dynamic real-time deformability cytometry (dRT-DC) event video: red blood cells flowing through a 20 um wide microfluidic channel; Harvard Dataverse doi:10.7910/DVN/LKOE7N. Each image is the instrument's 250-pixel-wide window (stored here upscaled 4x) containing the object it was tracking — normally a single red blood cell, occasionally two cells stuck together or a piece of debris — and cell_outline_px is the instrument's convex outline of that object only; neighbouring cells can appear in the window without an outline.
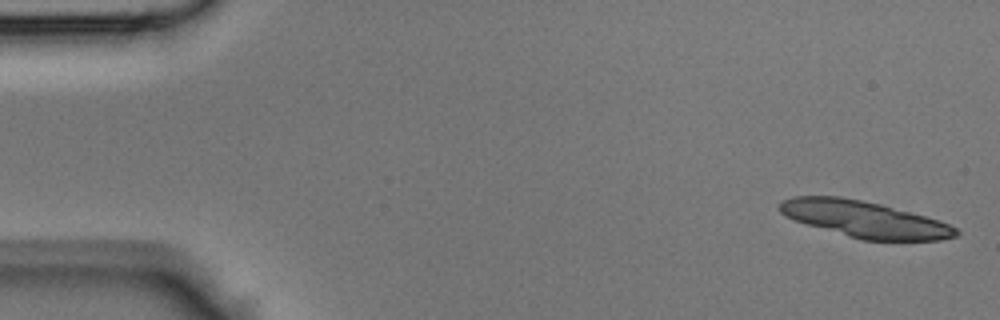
{"species": "Egyptian fruit bat (a non-hibernating species)", "species_latin": "Rousettus aegyptiacus", "temperature_condition": "room temperature", "stored_images_in_passage": 21, "camera_frame_rate_fps": 3000, "um_per_image_px": 0.085, "animal": {"sex": "male"}, "frame": {"image": 1, "passage_image": 1, "time_ms": 0.0, "image_size_px": [1000, 320], "cell_outline_px": [[960, 232], [956, 236], [940, 240], [860, 240], [808, 224], [796, 220], [780, 212], [776, 208], [780, 200], [792, 196], [840, 196], [880, 204], [940, 220], [956, 228]], "centroid_in_image_um": [73.46, 18.62], "position_along_channel_um": 11.5, "area_um2": 37.17}}
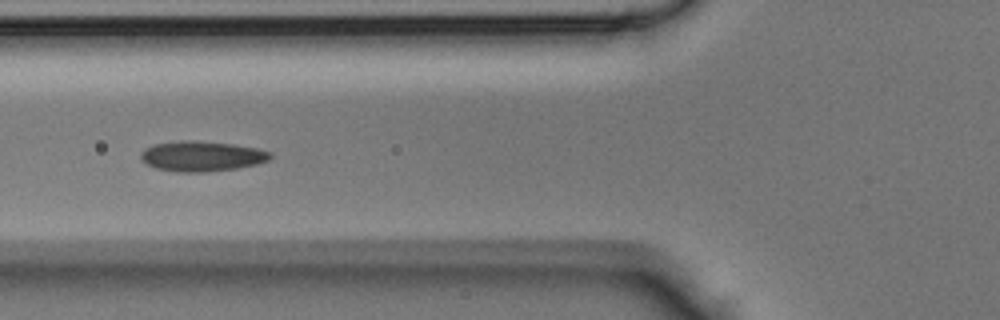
{"frame": {"image": 2, "passage_image": 16, "time_ms": 5.0, "image_size_px": [1000, 320], "cell_outline_px": [[272, 156], [268, 160], [256, 164], [236, 168], [204, 172], [176, 172], [156, 168], [148, 164], [140, 156], [140, 152], [144, 148], [152, 144], [180, 140], [196, 140], [232, 144], [256, 148], [272, 152]], "centroid_in_image_um": [17.12, 13.26], "position_along_channel_um": 108.7, "area_um2": 22.83}}
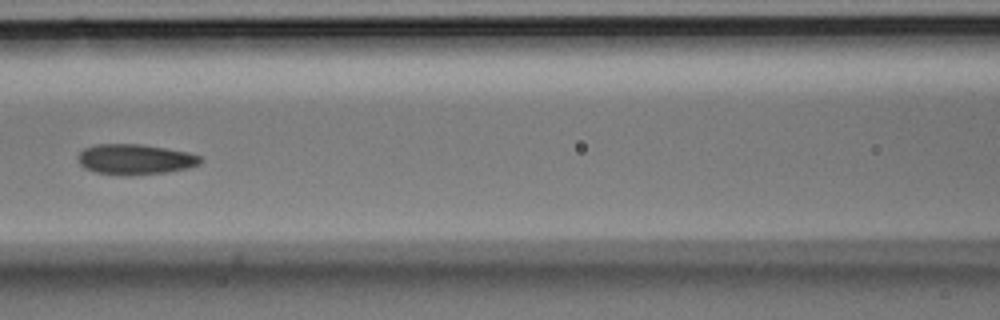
{"frame": {"image": 3, "passage_image": 19, "time_ms": 6.0, "image_size_px": [1000, 320], "cell_outline_px": [[204, 160], [200, 164], [188, 168], [164, 172], [128, 176], [124, 176], [96, 172], [84, 168], [80, 164], [76, 156], [84, 148], [96, 144], [140, 144], [188, 152], [200, 156]], "centroid_in_image_um": [11.47, 13.55], "position_along_channel_um": 155.1, "area_um2": 21.79}}